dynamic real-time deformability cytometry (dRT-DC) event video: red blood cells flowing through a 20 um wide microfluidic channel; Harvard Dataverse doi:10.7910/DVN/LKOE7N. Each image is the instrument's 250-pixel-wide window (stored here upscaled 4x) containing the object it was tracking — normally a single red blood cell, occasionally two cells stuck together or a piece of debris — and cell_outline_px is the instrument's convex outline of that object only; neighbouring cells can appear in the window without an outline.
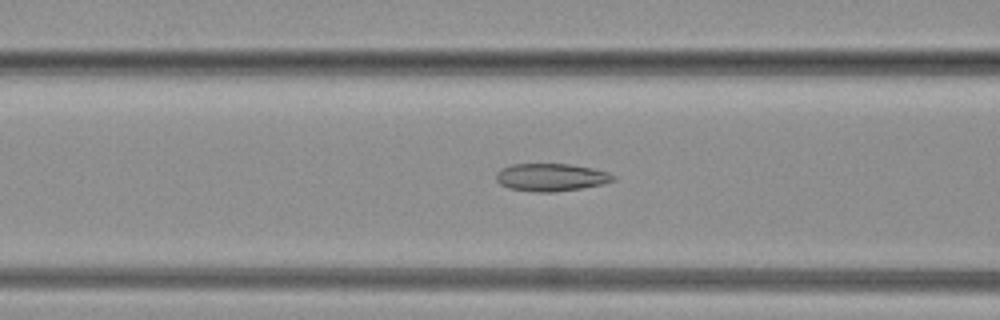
{"species": "common noctule bat (a hibernating species)", "species_latin": "Nyctalus noctula", "temperature_condition": "warm", "stored_images_in_passage": 71, "camera_frame_rate_fps": 3000, "um_per_image_px": 0.085, "animal": {"sex": "female", "body_mass_g": 19.3, "forearm_length_mm": 54.1}, "frame": {"image": 1, "passage_image": 33, "time_ms": 10.667, "image_size_px": [1000, 320], "cell_outline_px": [[616, 180], [600, 184], [580, 188], [556, 192], [536, 192], [508, 188], [500, 184], [496, 180], [496, 172], [500, 168], [512, 164], [568, 164], [592, 168], [608, 172], [616, 176]], "centroid_in_image_um": [46.81, 15.07], "position_along_channel_um": 119.8, "area_um2": 18.9}}
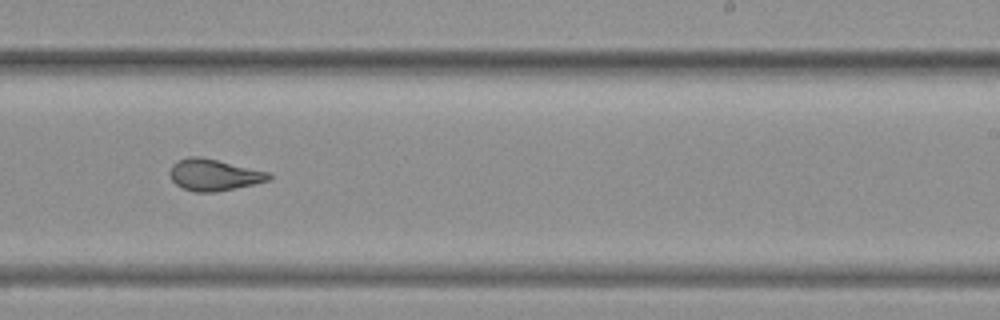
{"frame": {"image": 2, "passage_image": 51, "time_ms": 16.667, "image_size_px": [1000, 320], "cell_outline_px": [[272, 176], [268, 180], [252, 184], [216, 192], [192, 192], [176, 184], [172, 180], [168, 172], [172, 164], [176, 160], [188, 156], [200, 156], [268, 172]], "centroid_in_image_um": [18.1, 14.85], "position_along_channel_um": 270.9, "area_um2": 18.09}}
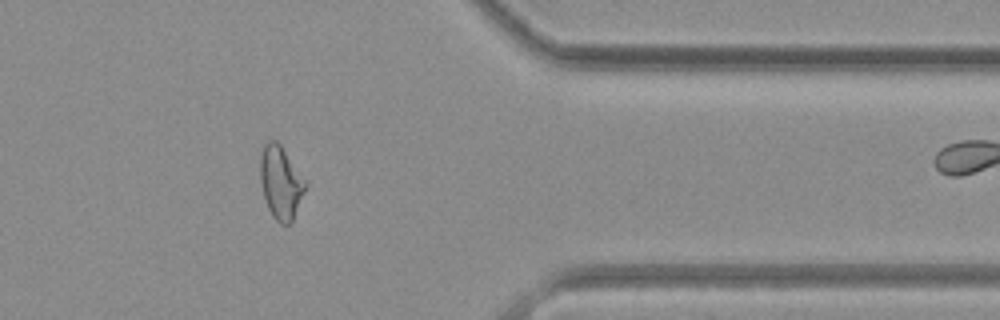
{"frame": {"image": 3, "passage_image": 67, "time_ms": 22.0, "image_size_px": [1000, 320], "cell_outline_px": [[308, 184], [292, 224], [280, 224], [272, 216], [268, 208], [264, 196], [260, 180], [260, 156], [264, 144], [268, 140], [276, 140], [280, 144]], "centroid_in_image_um": [23.87, 15.54], "position_along_channel_um": 387.5, "area_um2": 19.31}}